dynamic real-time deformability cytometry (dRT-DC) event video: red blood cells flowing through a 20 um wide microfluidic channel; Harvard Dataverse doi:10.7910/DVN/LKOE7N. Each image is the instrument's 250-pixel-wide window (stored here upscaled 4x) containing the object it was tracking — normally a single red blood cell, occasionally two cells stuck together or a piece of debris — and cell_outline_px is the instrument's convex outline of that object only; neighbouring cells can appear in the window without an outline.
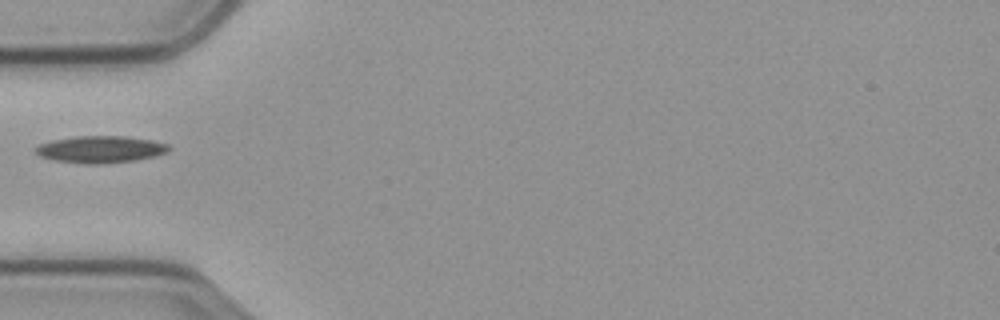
{"species": "common noctule bat (a hibernating species)", "species_latin": "Nyctalus noctula", "temperature_condition": "cold", "stored_images_in_passage": 40, "camera_frame_rate_fps": 3000, "um_per_image_px": 0.085, "animal": {"sex": "male", "body_mass_g": 23.1, "forearm_length_mm": 52.7}, "frame": {"image": 1, "passage_image": 1, "time_ms": 0.0, "image_size_px": [1000, 320], "cell_outline_px": [[172, 148], [164, 152], [152, 156], [132, 160], [100, 164], [84, 164], [52, 160], [40, 156], [36, 152], [36, 148], [40, 144], [52, 140], [76, 136], [124, 136], [152, 140], [168, 144]], "centroid_in_image_um": [8.5, 12.69], "position_along_channel_um": 76.5, "area_um2": 20.69}}
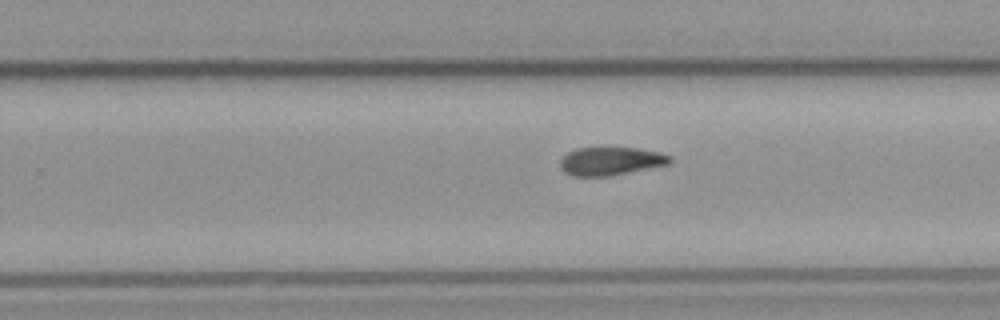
{"frame": {"image": 2, "passage_image": 18, "time_ms": 5.667, "image_size_px": [1000, 320], "cell_outline_px": [[672, 164], [608, 176], [572, 176], [564, 172], [560, 168], [560, 160], [568, 152], [576, 148], [600, 144], [640, 148], [660, 152], [672, 156]], "centroid_in_image_um": [51.92, 13.64], "position_along_channel_um": 277.9, "area_um2": 19.13}}
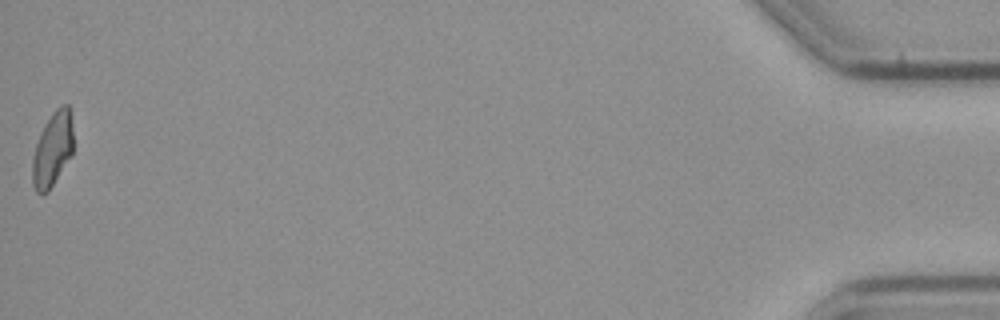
{"frame": {"image": 3, "passage_image": 40, "time_ms": 13.0, "image_size_px": [1000, 320], "cell_outline_px": [[72, 156], [48, 192], [36, 192], [32, 184], [32, 160], [36, 144], [40, 132], [44, 124], [52, 112], [60, 104], [68, 104], [72, 124]], "centroid_in_image_um": [4.46, 12.68], "position_along_channel_um": 430.7, "area_um2": 17.8}}